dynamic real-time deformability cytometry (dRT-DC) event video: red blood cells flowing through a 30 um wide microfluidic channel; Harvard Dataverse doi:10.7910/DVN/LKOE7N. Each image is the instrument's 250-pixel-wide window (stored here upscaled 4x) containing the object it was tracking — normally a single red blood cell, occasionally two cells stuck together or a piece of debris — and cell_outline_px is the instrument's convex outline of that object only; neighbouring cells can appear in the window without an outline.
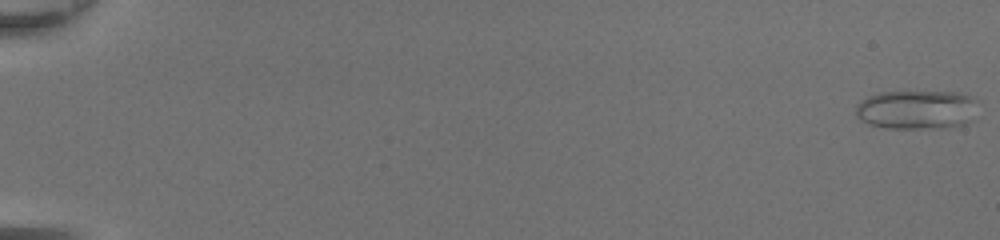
{"species": "common noctule bat (a hibernating species)", "species_latin": "Nyctalus noctula", "temperature_condition": "room temperature", "stored_images_in_passage": 49, "camera_frame_rate_fps": 3000, "um_per_image_px": 0.085, "animal": {"sex": "female", "body_mass_g": 20.0, "forearm_length_mm": 54.0}, "frame": {"image": 1, "passage_image": 1, "time_ms": 0.0, "image_size_px": [1000, 240], "cell_outline_px": [[980, 100], [976, 120], [968, 124], [948, 128], [884, 128], [868, 124], [860, 120], [856, 116], [856, 104], [860, 100], [868, 96], [880, 92], [960, 92], [972, 96]], "centroid_in_image_um": [78.03, 9.33], "position_along_channel_um": 7.0, "area_um2": 28.9}}
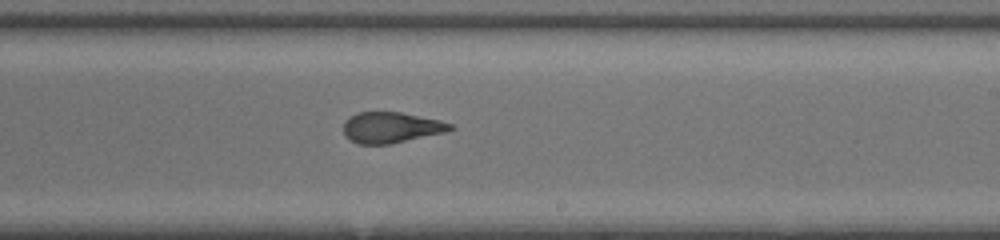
{"frame": {"image": 2, "passage_image": 32, "time_ms": 10.333, "image_size_px": [1000, 240], "cell_outline_px": [[456, 128], [444, 132], [392, 144], [360, 144], [344, 136], [344, 120], [356, 112], [400, 112], [440, 120], [452, 124]], "centroid_in_image_um": [33.24, 10.83], "position_along_channel_um": 255.8, "area_um2": 19.19}}
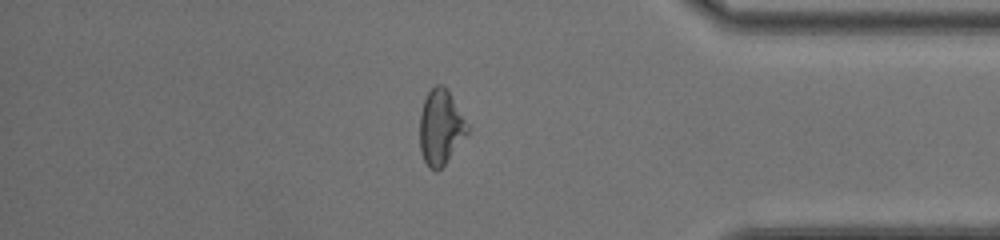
{"frame": {"image": 3, "passage_image": 43, "time_ms": 14.0, "image_size_px": [1000, 240], "cell_outline_px": [[468, 132], [444, 164], [436, 172], [428, 168], [424, 160], [420, 148], [420, 112], [424, 100], [428, 92], [436, 84], [444, 84], [468, 124]], "centroid_in_image_um": [37.43, 10.81], "position_along_channel_um": 397.8, "area_um2": 20.58}, "authors_computed_cell_mechanics": {"area_um2": 21.4438, "velocity_mm_per_s": 4.3869, "shape_relaxation_time_tau1_ms": null, "shape_relaxation_time_tau2_ms": 0.9501, "deformation_change_tau1": null, "deformation_change_tau2": 0.0704}}